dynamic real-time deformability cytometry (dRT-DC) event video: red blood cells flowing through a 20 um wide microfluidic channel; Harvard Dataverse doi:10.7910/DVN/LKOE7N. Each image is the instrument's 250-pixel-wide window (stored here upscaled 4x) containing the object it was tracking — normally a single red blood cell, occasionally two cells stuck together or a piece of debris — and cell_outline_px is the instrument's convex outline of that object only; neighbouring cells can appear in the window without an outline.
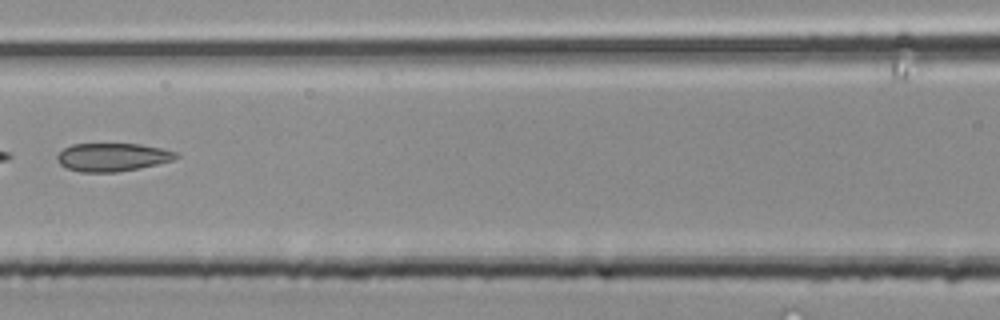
{"species": "common noctule bat (a hibernating species)", "species_latin": "Nyctalus noctula", "temperature_condition": "room temperature", "stored_images_in_passage": 38, "camera_frame_rate_fps": 3000, "um_per_image_px": 0.085, "animal": {"sex": "male", "body_mass_g": 20.4}, "frame": {"image": 1, "passage_image": 18, "time_ms": 5.667, "image_size_px": [1000, 320], "cell_outline_px": [[180, 156], [172, 160], [140, 168], [116, 172], [80, 172], [68, 168], [60, 164], [56, 160], [56, 156], [64, 148], [72, 144], [140, 144], [160, 148], [176, 152]], "centroid_in_image_um": [9.54, 13.36], "position_along_channel_um": 157.1, "area_um2": 19.42}}
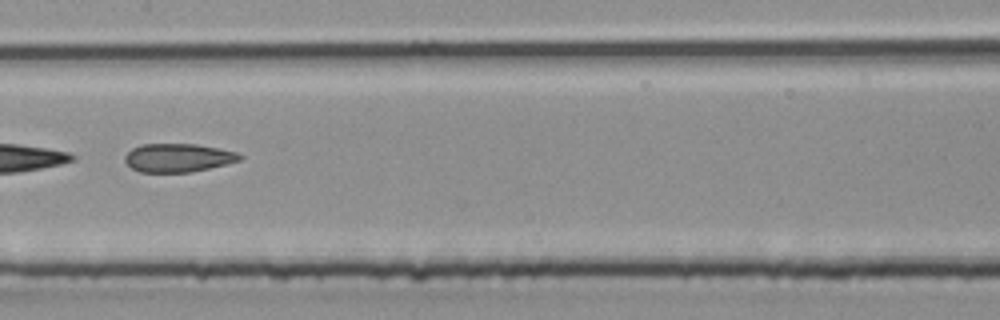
{"frame": {"image": 2, "passage_image": 20, "time_ms": 6.333, "image_size_px": [1000, 320], "cell_outline_px": [[244, 156], [240, 160], [228, 164], [192, 172], [140, 172], [132, 168], [124, 160], [124, 156], [132, 148], [140, 144], [196, 144], [220, 148], [236, 152]], "centroid_in_image_um": [15.15, 13.41], "position_along_channel_um": 192.2, "area_um2": 19.19}}
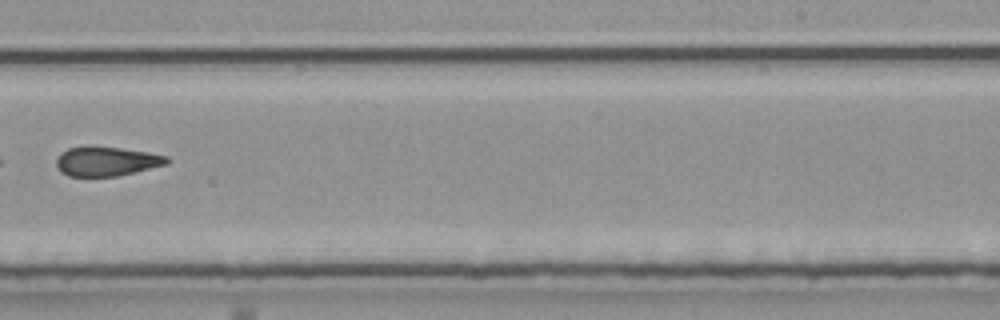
{"frame": {"image": 3, "passage_image": 25, "time_ms": 8.0, "image_size_px": [1000, 320], "cell_outline_px": [[172, 160], [168, 164], [116, 176], [68, 176], [60, 172], [56, 164], [56, 160], [60, 152], [68, 148], [120, 148], [148, 152], [168, 156]], "centroid_in_image_um": [9.08, 13.73], "position_along_channel_um": 279.9, "area_um2": 18.55}}